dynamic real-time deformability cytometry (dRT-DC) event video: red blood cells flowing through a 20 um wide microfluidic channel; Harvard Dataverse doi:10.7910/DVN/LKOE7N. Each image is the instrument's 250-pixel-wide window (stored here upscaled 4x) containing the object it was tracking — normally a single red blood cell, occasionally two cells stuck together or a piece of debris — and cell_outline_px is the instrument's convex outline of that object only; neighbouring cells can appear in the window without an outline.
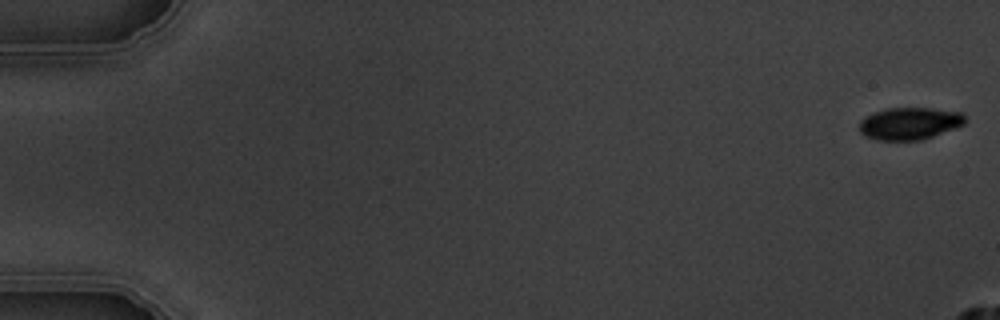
{"species": "common noctule bat (a hibernating species)", "species_latin": "Nyctalus noctula", "temperature_condition": "warm", "stored_images_in_passage": 5, "camera_frame_rate_fps": 3000, "um_per_image_px": 0.085, "animal": {"sex": "male", "body_mass_g": 19.5, "forearm_length_mm": 54.6}, "frame": {"image": 1, "passage_image": 1, "time_ms": 0.0, "image_size_px": [1000, 320], "cell_outline_px": [[964, 124], [932, 136], [920, 140], [876, 140], [864, 136], [860, 132], [860, 120], [876, 112], [888, 108], [932, 108], [960, 112], [964, 116]], "centroid_in_image_um": [77.29, 10.5], "position_along_channel_um": 7.7, "area_um2": 19.54}}